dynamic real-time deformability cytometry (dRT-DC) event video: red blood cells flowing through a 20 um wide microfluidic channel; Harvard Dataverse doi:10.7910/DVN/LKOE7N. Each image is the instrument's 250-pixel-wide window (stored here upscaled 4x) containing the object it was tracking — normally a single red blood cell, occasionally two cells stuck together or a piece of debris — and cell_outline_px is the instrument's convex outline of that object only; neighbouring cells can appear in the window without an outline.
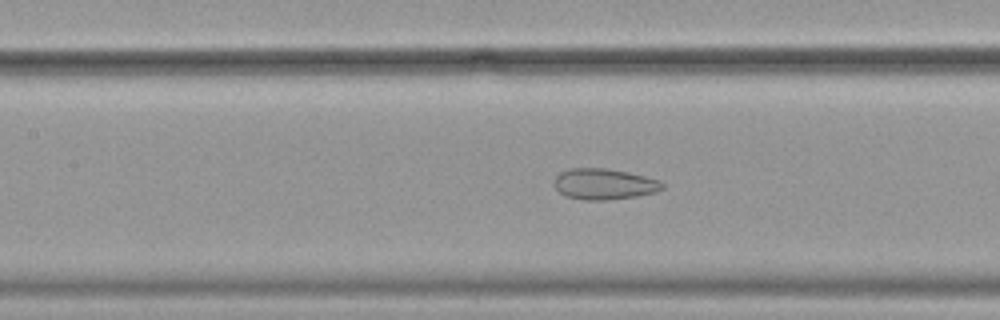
{"species": "common noctule bat (a hibernating species)", "species_latin": "Nyctalus noctula", "temperature_condition": "cold", "stored_images_in_passage": 34, "camera_frame_rate_fps": 3000, "um_per_image_px": 0.085, "animal": {"sex": "female", "body_mass_g": 19.9}, "frame": {"image": 1, "passage_image": 15, "time_ms": 4.667, "image_size_px": [1000, 320], "cell_outline_px": [[664, 188], [656, 192], [636, 196], [608, 200], [584, 200], [564, 196], [552, 184], [552, 180], [560, 172], [568, 168], [604, 168], [628, 172], [660, 180], [664, 184]], "centroid_in_image_um": [51.32, 15.64], "position_along_channel_um": 156.1, "area_um2": 19.71}}
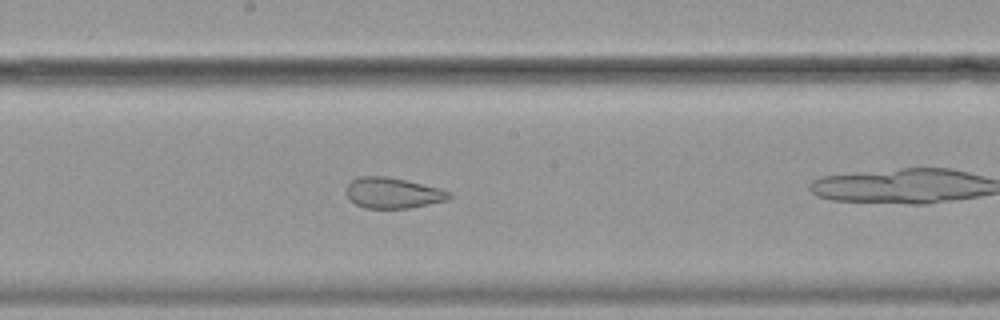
{"frame": {"image": 2, "passage_image": 20, "time_ms": 6.333, "image_size_px": [1000, 320], "cell_outline_px": [[452, 196], [448, 200], [408, 208], [364, 208], [356, 204], [348, 196], [344, 188], [352, 180], [360, 176], [388, 176], [440, 188], [452, 192]], "centroid_in_image_um": [33.4, 16.39], "position_along_channel_um": 214.8, "area_um2": 18.44}}
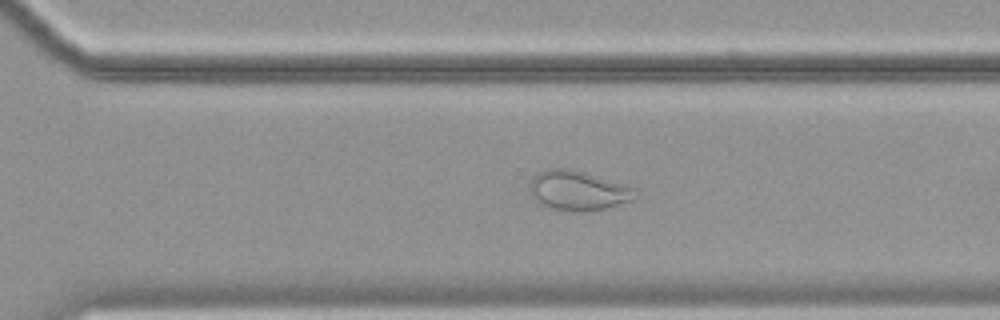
{"frame": {"image": 3, "passage_image": 29, "time_ms": 9.333, "image_size_px": [1000, 320], "cell_outline_px": [[636, 188], [632, 200], [608, 208], [588, 212], [572, 212], [552, 208], [540, 204], [532, 196], [528, 188], [528, 184], [532, 176], [548, 168], [572, 168], [628, 184]], "centroid_in_image_um": [49.12, 16.19], "position_along_channel_um": 321.5, "area_um2": 24.97}}